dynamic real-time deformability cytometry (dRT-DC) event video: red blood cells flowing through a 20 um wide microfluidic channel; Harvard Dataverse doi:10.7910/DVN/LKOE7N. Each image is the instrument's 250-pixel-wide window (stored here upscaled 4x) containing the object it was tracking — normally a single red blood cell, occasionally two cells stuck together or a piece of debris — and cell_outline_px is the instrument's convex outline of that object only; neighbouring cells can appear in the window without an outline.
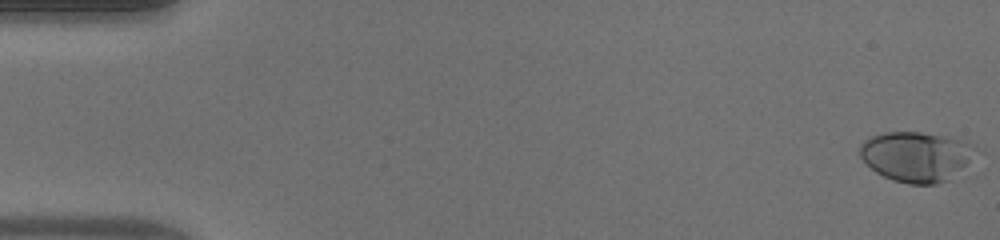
{"species": "human", "species_latin": "Homo sapiens", "temperature_condition": "warm", "stored_images_in_passage": 51, "camera_frame_rate_fps": 3000, "um_per_image_px": 0.085, "donor": {"sex": "male"}, "frame": {"image": 1, "passage_image": 1, "time_ms": 0.0, "image_size_px": [1000, 240], "cell_outline_px": [[984, 152], [968, 168], [948, 180], [936, 184], [908, 184], [892, 180], [876, 172], [860, 156], [860, 144], [864, 140], [872, 136], [884, 132], [920, 132], [948, 136], [976, 144]], "centroid_in_image_um": [78.06, 13.3], "position_along_channel_um": 6.9, "area_um2": 34.97}}
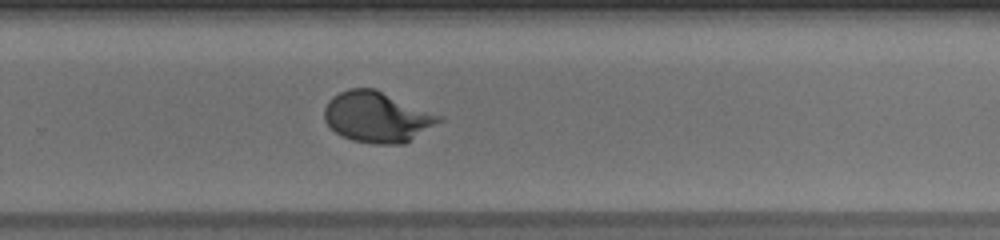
{"frame": {"image": 2, "passage_image": 34, "time_ms": 11.0, "image_size_px": [1000, 240], "cell_outline_px": [[444, 120], [404, 144], [372, 144], [352, 140], [336, 132], [324, 120], [324, 108], [328, 100], [332, 96], [348, 88], [376, 88], [444, 116]], "centroid_in_image_um": [32.08, 9.93], "position_along_channel_um": 297.7, "area_um2": 34.22}}
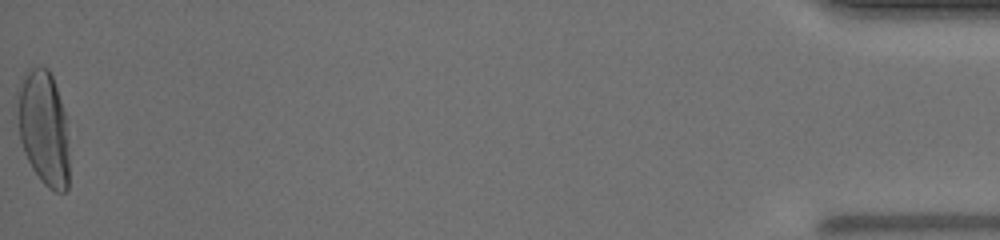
{"frame": {"image": 3, "passage_image": 51, "time_ms": 16.667, "image_size_px": [1000, 240], "cell_outline_px": [[68, 188], [64, 192], [56, 192], [48, 188], [40, 180], [32, 168], [24, 152], [20, 140], [16, 92], [16, 88], [28, 68], [48, 68], [52, 76], [64, 112], [68, 140]], "centroid_in_image_um": [3.69, 10.9], "position_along_channel_um": 431.5, "area_um2": 34.62}, "authors_computed_cell_mechanics": {"area_um2": 32.4258, "velocity_mm_per_s": 4.1017, "shape_relaxation_time_tau1_ms": 3.8577, "shape_relaxation_time_tau2_ms": null, "deformation_change_tau1": 0.2113, "deformation_change_tau2": null}}